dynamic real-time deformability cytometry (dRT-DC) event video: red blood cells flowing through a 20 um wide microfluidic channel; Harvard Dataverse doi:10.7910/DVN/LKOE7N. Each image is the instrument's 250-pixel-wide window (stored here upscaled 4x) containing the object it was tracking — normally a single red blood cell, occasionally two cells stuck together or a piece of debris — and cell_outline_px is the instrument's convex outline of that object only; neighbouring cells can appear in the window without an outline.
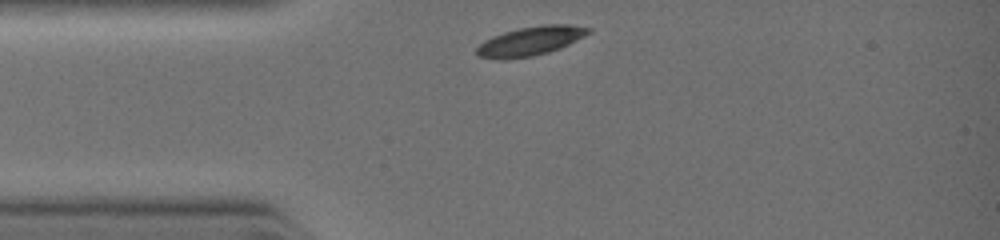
{"species": "common noctule bat (a hibernating species)", "species_latin": "Nyctalus noctula", "temperature_condition": "warm", "stored_images_in_passage": 29, "camera_frame_rate_fps": 3000, "um_per_image_px": 0.085, "animal": {"sex": "female", "body_mass_g": 19.0, "forearm_length_mm": 51.5}, "frame": {"image": 1, "passage_image": 1, "time_ms": 0.0, "image_size_px": [1000, 240], "cell_outline_px": [[592, 32], [560, 48], [548, 52], [532, 56], [504, 60], [496, 60], [476, 56], [476, 48], [484, 40], [492, 36], [504, 32], [520, 28], [544, 24], [568, 24], [592, 28]], "centroid_in_image_um": [45.06, 3.5], "position_along_channel_um": 39.9, "area_um2": 19.07}}
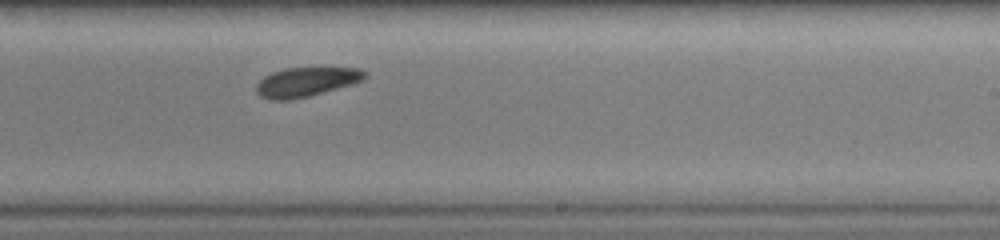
{"frame": {"image": 2, "passage_image": 21, "time_ms": 4.333, "image_size_px": [1000, 240], "cell_outline_px": [[368, 76], [364, 80], [352, 84], [308, 96], [288, 100], [272, 100], [260, 96], [256, 92], [256, 84], [264, 76], [272, 72], [284, 68], [360, 68], [368, 72]], "centroid_in_image_um": [26.04, 6.95], "position_along_channel_um": 263.0, "area_um2": 18.55}}
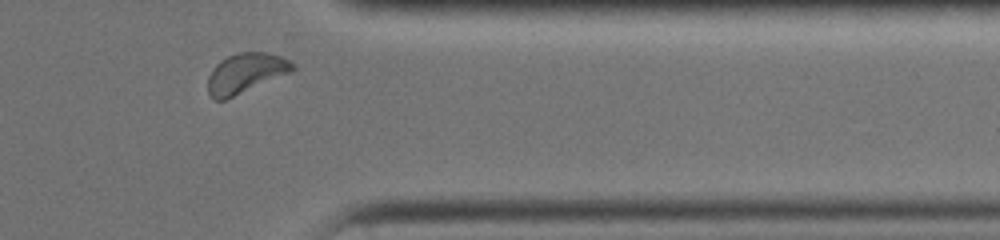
{"frame": {"image": 3, "passage_image": 29, "time_ms": 6.667, "image_size_px": [1000, 240], "cell_outline_px": [[296, 68], [292, 72], [228, 100], [212, 100], [208, 92], [208, 76], [212, 68], [220, 60], [228, 56], [240, 52], [268, 52], [280, 56], [296, 64]], "centroid_in_image_um": [20.88, 6.24], "position_along_channel_um": 390.5, "area_um2": 20.17}}